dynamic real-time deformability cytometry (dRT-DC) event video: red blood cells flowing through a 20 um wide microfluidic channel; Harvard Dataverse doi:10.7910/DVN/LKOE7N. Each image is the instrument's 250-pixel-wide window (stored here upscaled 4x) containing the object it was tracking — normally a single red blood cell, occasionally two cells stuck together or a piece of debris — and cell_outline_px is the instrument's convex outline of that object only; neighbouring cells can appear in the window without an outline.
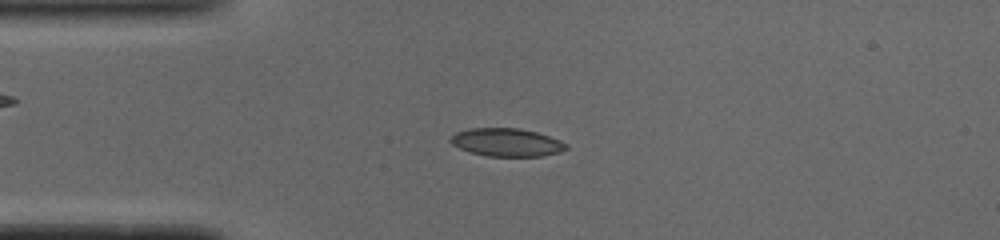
{"species": "common noctule bat (a hibernating species)", "species_latin": "Nyctalus noctula", "temperature_condition": "cold", "stored_images_in_passage": 51, "camera_frame_rate_fps": 3000, "um_per_image_px": 0.085, "animal": {"sex": "male", "body_mass_g": 19.0, "forearm_length_mm": 50.8}, "frame": {"image": 1, "passage_image": 12, "time_ms": 3.667, "image_size_px": [1000, 240], "cell_outline_px": [[568, 148], [556, 152], [540, 156], [484, 156], [460, 148], [452, 144], [448, 140], [448, 136], [456, 132], [468, 128], [520, 128], [536, 132], [560, 140], [568, 144]], "centroid_in_image_um": [43.01, 12.09], "position_along_channel_um": 42.0, "area_um2": 18.9}}
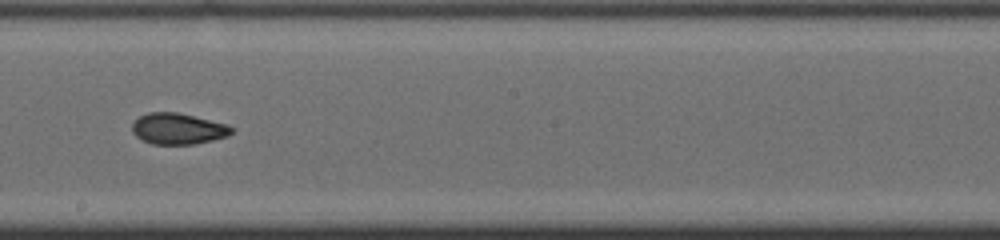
{"frame": {"image": 2, "passage_image": 28, "time_ms": 9.0, "image_size_px": [1000, 240], "cell_outline_px": [[236, 128], [228, 136], [212, 140], [192, 144], [152, 144], [140, 140], [132, 132], [132, 124], [140, 116], [148, 112], [176, 112], [228, 124]], "centroid_in_image_um": [15.13, 10.94], "position_along_channel_um": 233.1, "area_um2": 18.09}}
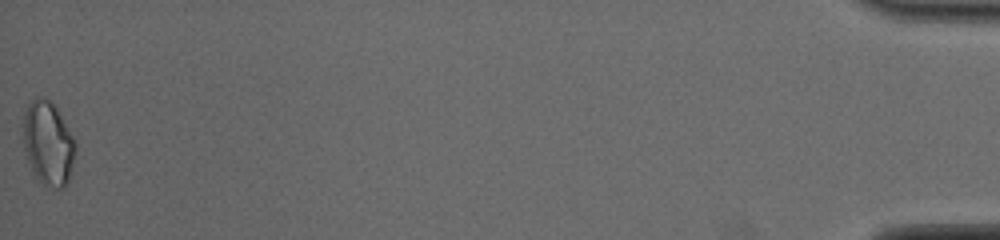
{"frame": {"image": 3, "passage_image": 51, "time_ms": 16.667, "image_size_px": [1000, 240], "cell_outline_px": [[76, 152], [68, 180], [64, 188], [56, 188], [44, 184], [36, 176], [28, 160], [24, 148], [24, 112], [28, 104], [36, 96], [44, 96], [56, 108], [72, 136], [76, 144]], "centroid_in_image_um": [4.09, 12.16], "position_along_channel_um": 431.1, "area_um2": 25.03}, "authors_computed_cell_mechanics": {"area_um2": 18.785, "velocity_mm_per_s": 3.9131, "shape_relaxation_time_tau1_ms": 7.6573, "shape_relaxation_time_tau2_ms": 2.7801, "deformation_change_tau1": 0.1711, "deformation_change_tau2": 0.0726}}